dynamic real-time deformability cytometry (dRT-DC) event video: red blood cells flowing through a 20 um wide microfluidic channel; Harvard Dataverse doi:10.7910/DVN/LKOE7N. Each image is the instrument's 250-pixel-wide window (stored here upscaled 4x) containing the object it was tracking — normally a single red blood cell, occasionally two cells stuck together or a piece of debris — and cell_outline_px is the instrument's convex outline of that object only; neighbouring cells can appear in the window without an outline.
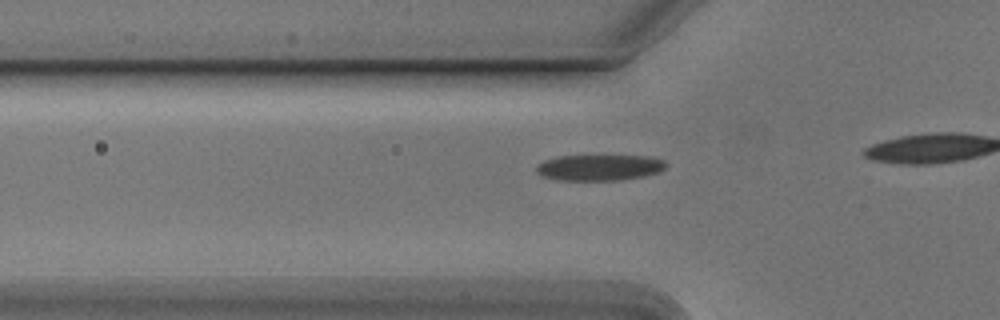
{"species": "Egyptian fruit bat (a non-hibernating species)", "species_latin": "Rousettus aegyptiacus", "temperature_condition": "cold", "stored_images_in_passage": 10, "camera_frame_rate_fps": 3000, "um_per_image_px": 0.085, "animal": {"sex": "male"}, "frame": {"image": 1, "passage_image": 5, "time_ms": 1.333, "image_size_px": [1000, 320], "cell_outline_px": [[668, 164], [664, 168], [656, 172], [640, 176], [620, 180], [560, 180], [544, 176], [536, 172], [536, 164], [544, 160], [556, 156], [652, 156], [664, 160]], "centroid_in_image_um": [50.92, 14.23], "position_along_channel_um": 74.9, "area_um2": 19.48}}
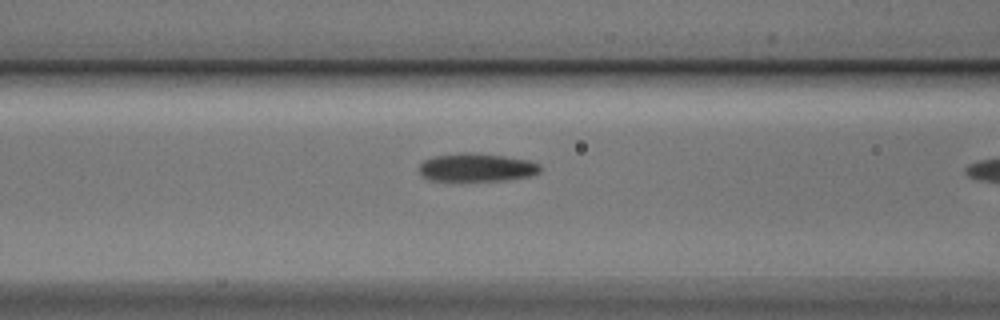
{"frame": {"image": 2, "passage_image": 9, "time_ms": 2.667, "image_size_px": [1000, 320], "cell_outline_px": [[540, 172], [528, 176], [508, 180], [432, 180], [424, 176], [420, 172], [420, 164], [424, 160], [436, 156], [460, 152], [472, 152], [504, 156], [528, 160], [540, 164]], "centroid_in_image_um": [40.54, 14.22], "position_along_channel_um": 126.1, "area_um2": 19.65}}